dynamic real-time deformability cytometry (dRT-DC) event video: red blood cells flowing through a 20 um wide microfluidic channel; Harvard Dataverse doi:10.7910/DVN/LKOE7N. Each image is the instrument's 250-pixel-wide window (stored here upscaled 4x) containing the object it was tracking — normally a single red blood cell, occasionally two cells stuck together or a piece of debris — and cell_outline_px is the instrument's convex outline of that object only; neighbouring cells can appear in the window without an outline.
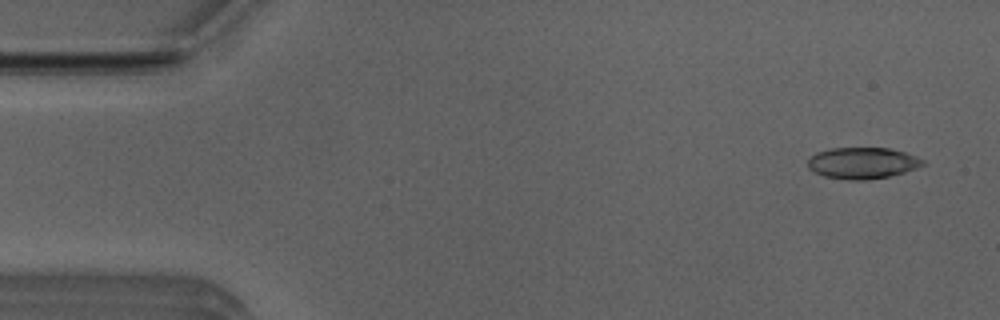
{"species": "Egyptian fruit bat (a non-hibernating species)", "species_latin": "Rousettus aegyptiacus", "temperature_condition": "room temperature", "stored_images_in_passage": 48, "camera_frame_rate_fps": 3000, "um_per_image_px": 0.085, "animal": {"sex": "male"}, "frame": {"image": 1, "passage_image": 2, "time_ms": 0.333, "image_size_px": [1000, 320], "cell_outline_px": [[928, 164], [904, 172], [888, 176], [868, 180], [848, 180], [824, 176], [808, 168], [808, 160], [816, 152], [832, 148], [888, 148], [904, 152], [916, 156], [924, 160]], "centroid_in_image_um": [73.33, 13.86], "position_along_channel_um": 11.7, "area_um2": 20.98}}
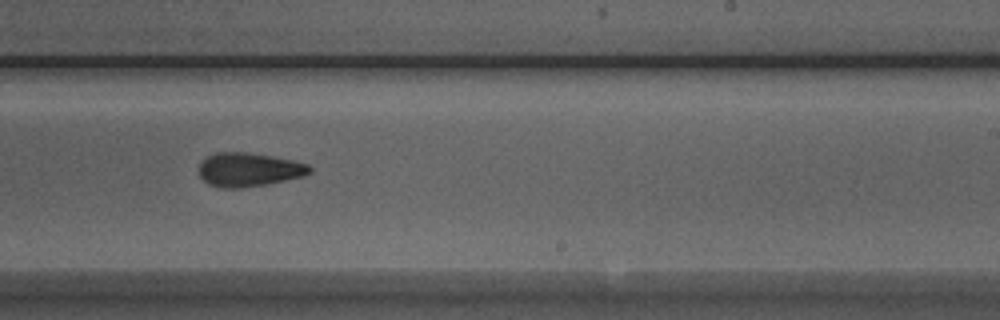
{"frame": {"image": 2, "passage_image": 30, "time_ms": 9.667, "image_size_px": [1000, 320], "cell_outline_px": [[312, 172], [304, 176], [264, 184], [240, 188], [224, 188], [208, 184], [200, 176], [200, 160], [216, 152], [244, 152], [272, 156], [292, 160], [308, 164], [312, 168]], "centroid_in_image_um": [21.15, 14.41], "position_along_channel_um": 267.9, "area_um2": 21.68}}
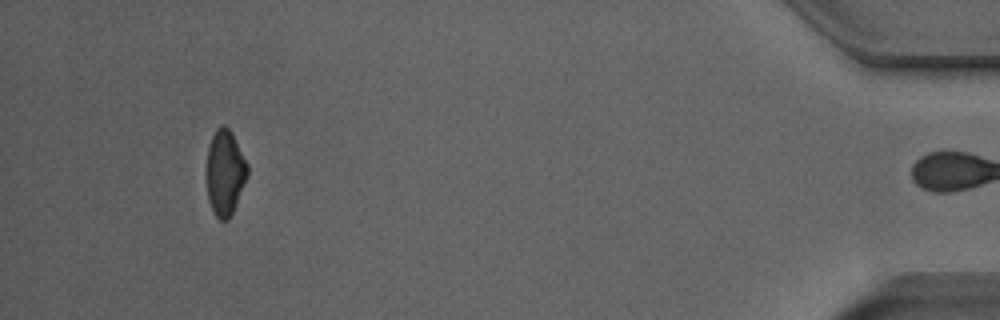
{"frame": {"image": 3, "passage_image": 47, "time_ms": 15.333, "image_size_px": [1000, 320], "cell_outline_px": [[248, 176], [232, 212], [228, 220], [220, 220], [216, 216], [208, 200], [208, 148], [212, 136], [216, 128], [220, 124], [224, 124], [232, 132], [248, 164]], "centroid_in_image_um": [19.15, 14.63], "position_along_channel_um": 416.1, "area_um2": 20.06}, "authors_computed_cell_mechanics": {"area_um2": 21.4149, "velocity_mm_per_s": 3.964, "shape_relaxation_time_tau1_ms": 4.5814, "shape_relaxation_time_tau2_ms": 2.8603, "deformation_change_tau1": 0.1512, "deformation_change_tau2": 0.0998}}